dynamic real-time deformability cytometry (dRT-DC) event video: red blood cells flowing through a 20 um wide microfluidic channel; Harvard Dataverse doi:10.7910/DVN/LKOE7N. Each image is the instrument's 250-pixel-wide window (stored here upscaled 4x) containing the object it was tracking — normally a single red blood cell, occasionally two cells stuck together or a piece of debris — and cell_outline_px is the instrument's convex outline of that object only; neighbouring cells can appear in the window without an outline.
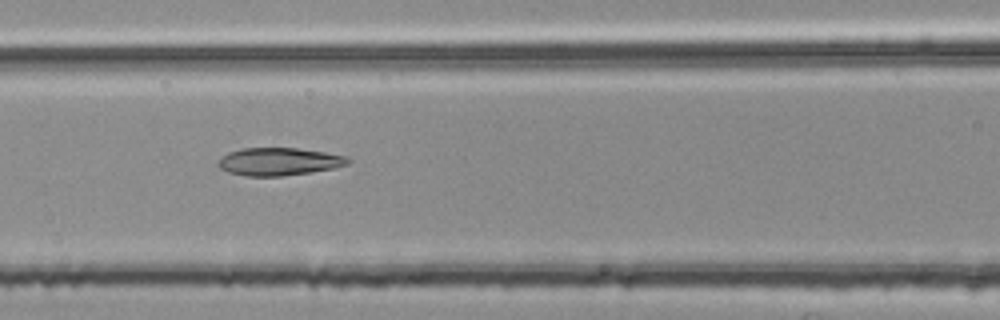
{"species": "common noctule bat (a hibernating species)", "species_latin": "Nyctalus noctula", "temperature_condition": "room temperature", "stored_images_in_passage": 4, "camera_frame_rate_fps": 3000, "um_per_image_px": 0.085, "animal": {"sex": "female", "body_mass_g": 25.1}, "frame": {"image": 1, "passage_image": 4, "time_ms": 1.0, "image_size_px": [1000, 320], "cell_outline_px": [[352, 160], [348, 164], [336, 168], [280, 176], [248, 176], [228, 172], [220, 168], [216, 164], [228, 152], [240, 148], [296, 148], [324, 152], [344, 156]], "centroid_in_image_um": [23.7, 13.73], "position_along_channel_um": 142.9, "area_um2": 20.81}}